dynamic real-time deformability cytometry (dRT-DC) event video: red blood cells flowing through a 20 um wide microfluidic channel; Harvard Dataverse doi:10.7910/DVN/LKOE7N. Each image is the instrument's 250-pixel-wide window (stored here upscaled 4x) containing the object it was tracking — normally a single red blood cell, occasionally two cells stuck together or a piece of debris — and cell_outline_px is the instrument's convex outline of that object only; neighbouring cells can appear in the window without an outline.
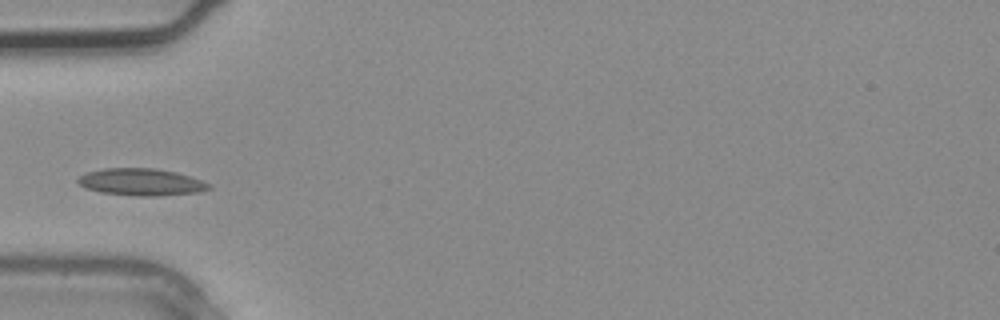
{"species": "common noctule bat (a hibernating species)", "species_latin": "Nyctalus noctula", "temperature_condition": "warm", "stored_images_in_passage": 1, "camera_frame_rate_fps": 3000, "um_per_image_px": 0.085, "animal": {"sex": "male", "body_mass_g": 20.4}, "frame": {"image": 1, "passage_image": 1, "time_ms": 0.0, "image_size_px": [1000, 320], "cell_outline_px": [[212, 188], [200, 192], [160, 196], [136, 196], [100, 192], [84, 188], [76, 180], [84, 172], [104, 168], [156, 168], [176, 172], [212, 184]], "centroid_in_image_um": [11.99, 15.47], "position_along_channel_um": 73.0, "area_um2": 20.87}}